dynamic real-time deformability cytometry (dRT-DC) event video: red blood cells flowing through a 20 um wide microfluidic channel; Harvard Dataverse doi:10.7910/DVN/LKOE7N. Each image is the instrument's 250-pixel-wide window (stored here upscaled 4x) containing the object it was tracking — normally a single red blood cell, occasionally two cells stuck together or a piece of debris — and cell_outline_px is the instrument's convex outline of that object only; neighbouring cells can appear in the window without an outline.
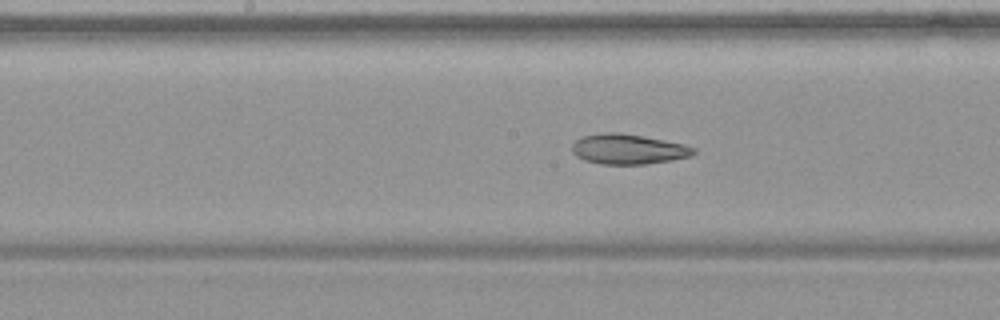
{"species": "common noctule bat (a hibernating species)", "species_latin": "Nyctalus noctula", "temperature_condition": "warm", "stored_images_in_passage": 13, "camera_frame_rate_fps": 3000, "um_per_image_px": 0.085, "animal": {"sex": "female", "body_mass_g": 19.9}, "frame": {"image": 1, "passage_image": 8, "time_ms": 2.333, "image_size_px": [1000, 320], "cell_outline_px": [[696, 152], [692, 156], [672, 160], [644, 164], [600, 164], [584, 160], [576, 156], [572, 152], [572, 144], [576, 140], [584, 136], [604, 132], [620, 132], [684, 144], [696, 148]], "centroid_in_image_um": [53.4, 12.68], "position_along_channel_um": 194.8, "area_um2": 21.33}}